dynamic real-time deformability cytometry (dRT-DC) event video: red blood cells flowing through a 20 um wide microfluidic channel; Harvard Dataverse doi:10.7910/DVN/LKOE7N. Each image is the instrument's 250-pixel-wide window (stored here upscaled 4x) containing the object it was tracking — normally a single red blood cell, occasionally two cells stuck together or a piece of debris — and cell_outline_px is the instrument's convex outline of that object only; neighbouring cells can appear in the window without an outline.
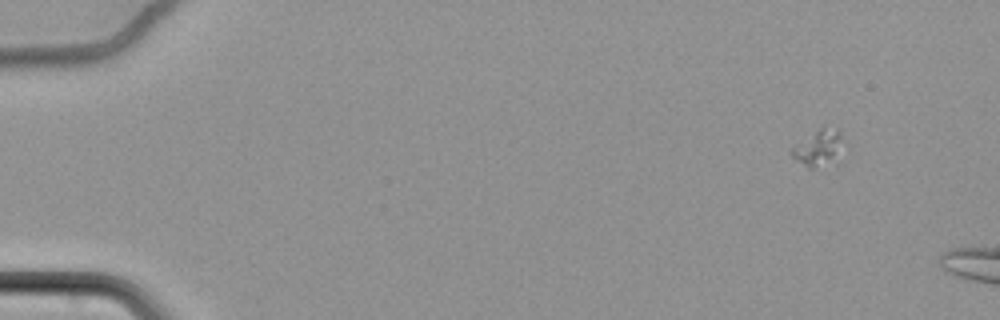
{"species": "common noctule bat (a hibernating species)", "species_latin": "Nyctalus noctula", "temperature_condition": "cold", "stored_images_in_passage": 5, "camera_frame_rate_fps": 3000, "um_per_image_px": 0.085, "animal": {"sex": "female", "body_mass_g": 22.7, "forearm_length_mm": 54.2}, "frame": {"image": 1, "passage_image": 1, "time_ms": 0.0, "image_size_px": [1000, 320], "cell_outline_px": [[840, 164], [812, 168], [808, 168], [796, 160], [792, 156], [792, 148], [820, 128], [836, 128], [840, 132]], "centroid_in_image_um": [69.63, 12.66], "position_along_channel_um": 15.4, "area_um2": 10.75}}